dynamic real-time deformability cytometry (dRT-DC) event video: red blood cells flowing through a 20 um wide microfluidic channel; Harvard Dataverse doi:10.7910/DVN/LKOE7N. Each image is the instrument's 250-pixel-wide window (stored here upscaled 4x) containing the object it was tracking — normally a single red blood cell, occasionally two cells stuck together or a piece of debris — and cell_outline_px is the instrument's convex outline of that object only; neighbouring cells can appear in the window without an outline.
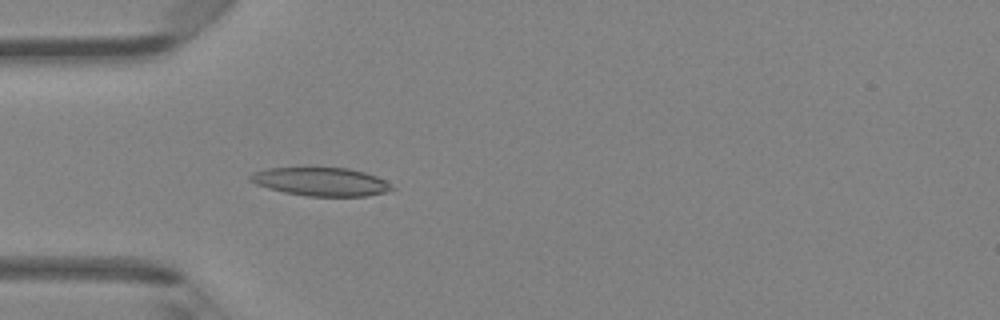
{"species": "Egyptian fruit bat (a non-hibernating species)", "species_latin": "Rousettus aegyptiacus", "temperature_condition": "room temperature", "stored_images_in_passage": 45, "camera_frame_rate_fps": 3000, "um_per_image_px": 0.085, "animal": {"sex": "female"}, "frame": {"image": 1, "passage_image": 12, "time_ms": 3.667, "image_size_px": [1000, 320], "cell_outline_px": [[396, 188], [384, 192], [368, 196], [308, 196], [284, 192], [268, 188], [256, 184], [248, 180], [248, 176], [252, 172], [268, 168], [348, 168], [364, 172], [376, 176], [384, 180]], "centroid_in_image_um": [27.25, 15.44], "position_along_channel_um": 57.7, "area_um2": 23.35}}
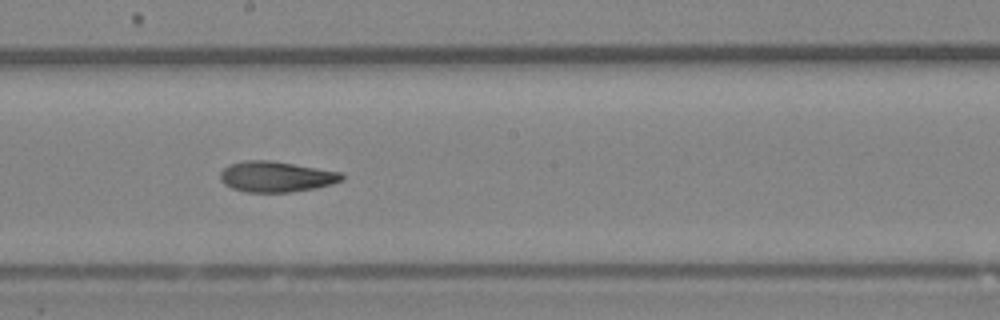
{"frame": {"image": 2, "passage_image": 24, "time_ms": 7.667, "image_size_px": [1000, 320], "cell_outline_px": [[344, 176], [340, 180], [332, 184], [316, 188], [288, 192], [244, 192], [232, 188], [224, 184], [220, 180], [220, 172], [228, 164], [244, 160], [272, 160], [340, 172]], "centroid_in_image_um": [23.42, 15.01], "position_along_channel_um": 224.8, "area_um2": 21.73}}
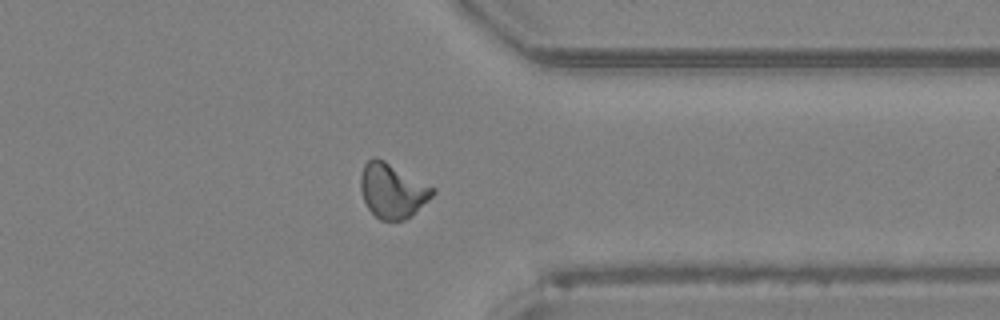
{"frame": {"image": 3, "passage_image": 35, "time_ms": 11.333, "image_size_px": [1000, 320], "cell_outline_px": [[436, 192], [428, 200], [404, 220], [380, 220], [368, 208], [364, 200], [360, 188], [360, 176], [364, 164], [372, 156], [376, 156], [384, 160], [436, 188]], "centroid_in_image_um": [33.33, 16.18], "position_along_channel_um": 378.1, "area_um2": 22.77}, "authors_computed_cell_mechanics": {"area_um2": 22.0796, "velocity_mm_per_s": 4.3063, "shape_relaxation_time_tau1_ms": 8.5026, "shape_relaxation_time_tau2_ms": 3.616, "deformation_change_tau1": 0.2254, "deformation_change_tau2": 0.0941}}